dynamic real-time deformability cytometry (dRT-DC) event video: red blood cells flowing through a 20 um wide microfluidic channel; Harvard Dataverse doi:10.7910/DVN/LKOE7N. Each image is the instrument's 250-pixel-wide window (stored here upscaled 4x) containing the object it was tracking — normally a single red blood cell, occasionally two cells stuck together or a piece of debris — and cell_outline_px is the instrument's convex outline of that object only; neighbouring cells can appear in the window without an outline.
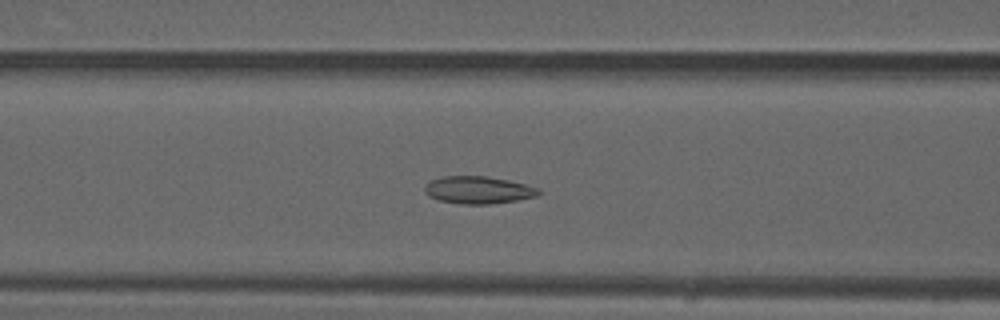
{"species": "common noctule bat (a hibernating species)", "species_latin": "Nyctalus noctula", "temperature_condition": "warm", "stored_images_in_passage": 46, "camera_frame_rate_fps": 3000, "um_per_image_px": 0.085, "animal": {"sex": "male", "forearm_length_mm": 52.5}, "frame": {"image": 1, "passage_image": 16, "time_ms": 5.0, "image_size_px": [1000, 320], "cell_outline_px": [[544, 192], [536, 196], [516, 200], [492, 204], [464, 204], [440, 200], [428, 196], [424, 192], [424, 188], [432, 180], [444, 176], [484, 176], [508, 180], [540, 188]], "centroid_in_image_um": [40.69, 16.15], "position_along_channel_um": 125.9, "area_um2": 18.09}}
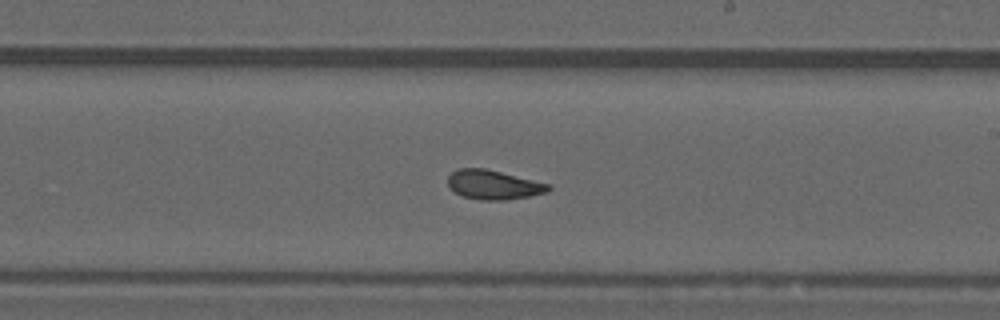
{"frame": {"image": 2, "passage_image": 25, "time_ms": 8.0, "image_size_px": [1000, 320], "cell_outline_px": [[552, 188], [548, 192], [528, 196], [504, 200], [480, 200], [464, 196], [448, 188], [448, 176], [456, 168], [484, 168], [552, 184]], "centroid_in_image_um": [41.96, 15.7], "position_along_channel_um": 247.0, "area_um2": 17.22}}
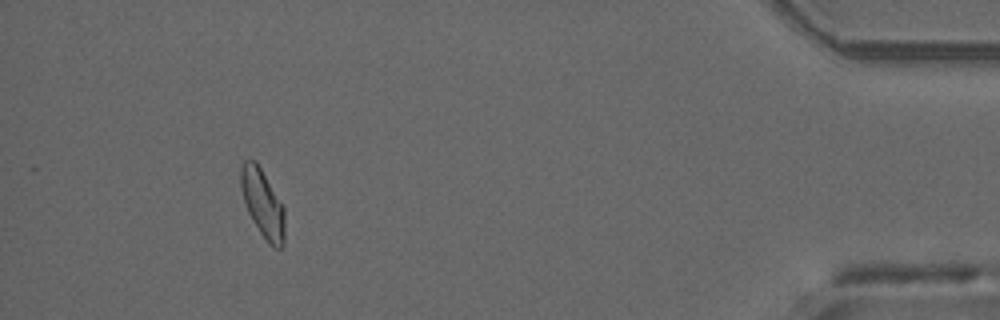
{"frame": {"image": 3, "passage_image": 42, "time_ms": 13.667, "image_size_px": [1000, 320], "cell_outline_px": [[284, 244], [280, 248], [272, 248], [268, 244], [252, 220], [248, 212], [240, 188], [240, 168], [244, 160], [256, 160], [284, 208]], "centroid_in_image_um": [22.31, 17.3], "position_along_channel_um": 412.9, "area_um2": 17.34}, "authors_computed_cell_mechanics": {"area_um2": 17.5712, "velocity_mm_per_s": 4.0572, "shape_relaxation_time_tau1_ms": null, "shape_relaxation_time_tau2_ms": 1.8701, "deformation_change_tau1": null, "deformation_change_tau2": 0.0607}}